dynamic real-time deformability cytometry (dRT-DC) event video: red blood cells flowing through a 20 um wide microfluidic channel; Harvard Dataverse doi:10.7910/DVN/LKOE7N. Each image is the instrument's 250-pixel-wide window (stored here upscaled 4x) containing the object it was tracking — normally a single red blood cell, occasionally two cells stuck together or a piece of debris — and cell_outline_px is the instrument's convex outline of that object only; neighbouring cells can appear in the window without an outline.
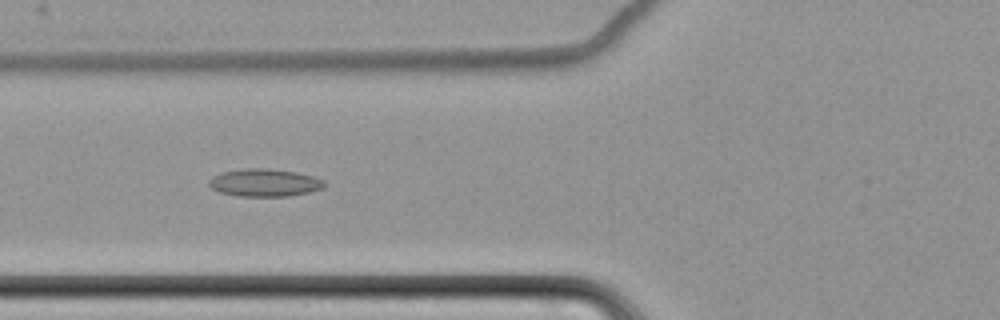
{"species": "common noctule bat (a hibernating species)", "species_latin": "Nyctalus noctula", "temperature_condition": "cold", "stored_images_in_passage": 7, "camera_frame_rate_fps": 3000, "um_per_image_px": 0.085, "animal": {"sex": "female", "body_mass_g": 22.7, "forearm_length_mm": 54.2}, "frame": {"image": 1, "passage_image": 6, "time_ms": 7.0, "image_size_px": [1000, 320], "cell_outline_px": [[324, 188], [308, 192], [288, 196], [240, 196], [220, 192], [212, 188], [208, 184], [208, 180], [212, 176], [220, 172], [244, 168], [268, 168], [296, 172], [312, 176], [324, 180]], "centroid_in_image_um": [22.45, 15.52], "position_along_channel_um": 103.3, "area_um2": 18.61}}
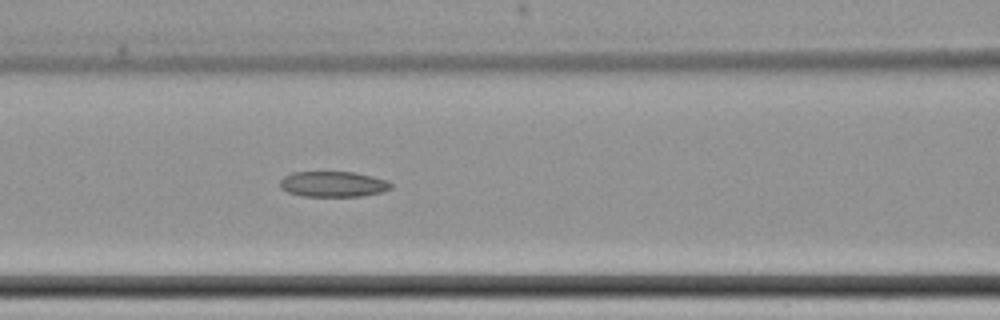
{"frame": {"image": 2, "passage_image": 7, "time_ms": 8.0, "image_size_px": [1000, 320], "cell_outline_px": [[392, 188], [380, 192], [360, 196], [304, 196], [288, 192], [280, 188], [280, 180], [284, 176], [292, 172], [356, 172], [388, 180], [392, 184]], "centroid_in_image_um": [28.31, 15.64], "position_along_channel_um": 138.3, "area_um2": 16.53}}